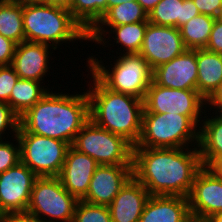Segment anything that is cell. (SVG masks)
<instances>
[{
    "label": "cell",
    "mask_w": 222,
    "mask_h": 222,
    "mask_svg": "<svg viewBox=\"0 0 222 222\" xmlns=\"http://www.w3.org/2000/svg\"><path fill=\"white\" fill-rule=\"evenodd\" d=\"M202 167L198 147H133L132 175L150 195L188 198Z\"/></svg>",
    "instance_id": "1"
},
{
    "label": "cell",
    "mask_w": 222,
    "mask_h": 222,
    "mask_svg": "<svg viewBox=\"0 0 222 222\" xmlns=\"http://www.w3.org/2000/svg\"><path fill=\"white\" fill-rule=\"evenodd\" d=\"M59 93L49 90L19 117V125L28 133L72 145L76 135L90 120L89 98L87 92L74 95Z\"/></svg>",
    "instance_id": "2"
},
{
    "label": "cell",
    "mask_w": 222,
    "mask_h": 222,
    "mask_svg": "<svg viewBox=\"0 0 222 222\" xmlns=\"http://www.w3.org/2000/svg\"><path fill=\"white\" fill-rule=\"evenodd\" d=\"M90 73L93 84H88L89 89L86 91L90 120L95 125L124 137L135 146L141 134L143 99L110 90L91 71Z\"/></svg>",
    "instance_id": "3"
},
{
    "label": "cell",
    "mask_w": 222,
    "mask_h": 222,
    "mask_svg": "<svg viewBox=\"0 0 222 222\" xmlns=\"http://www.w3.org/2000/svg\"><path fill=\"white\" fill-rule=\"evenodd\" d=\"M22 15L25 41L46 44L56 50L67 41L88 40V33L67 8L44 3L23 4Z\"/></svg>",
    "instance_id": "4"
},
{
    "label": "cell",
    "mask_w": 222,
    "mask_h": 222,
    "mask_svg": "<svg viewBox=\"0 0 222 222\" xmlns=\"http://www.w3.org/2000/svg\"><path fill=\"white\" fill-rule=\"evenodd\" d=\"M117 58L108 68L102 59L91 56L86 66L108 89L144 99L153 70L139 53H122Z\"/></svg>",
    "instance_id": "5"
},
{
    "label": "cell",
    "mask_w": 222,
    "mask_h": 222,
    "mask_svg": "<svg viewBox=\"0 0 222 222\" xmlns=\"http://www.w3.org/2000/svg\"><path fill=\"white\" fill-rule=\"evenodd\" d=\"M199 130L187 116L176 113H143L140 138L133 147H198Z\"/></svg>",
    "instance_id": "6"
},
{
    "label": "cell",
    "mask_w": 222,
    "mask_h": 222,
    "mask_svg": "<svg viewBox=\"0 0 222 222\" xmlns=\"http://www.w3.org/2000/svg\"><path fill=\"white\" fill-rule=\"evenodd\" d=\"M78 201L64 188L58 176L37 177L26 214L44 222H73Z\"/></svg>",
    "instance_id": "7"
},
{
    "label": "cell",
    "mask_w": 222,
    "mask_h": 222,
    "mask_svg": "<svg viewBox=\"0 0 222 222\" xmlns=\"http://www.w3.org/2000/svg\"><path fill=\"white\" fill-rule=\"evenodd\" d=\"M72 146L92 157L99 165L132 166L133 145L91 120L76 135Z\"/></svg>",
    "instance_id": "8"
},
{
    "label": "cell",
    "mask_w": 222,
    "mask_h": 222,
    "mask_svg": "<svg viewBox=\"0 0 222 222\" xmlns=\"http://www.w3.org/2000/svg\"><path fill=\"white\" fill-rule=\"evenodd\" d=\"M20 161L38 177L59 176L69 144L54 138L28 133L20 125L16 134Z\"/></svg>",
    "instance_id": "9"
},
{
    "label": "cell",
    "mask_w": 222,
    "mask_h": 222,
    "mask_svg": "<svg viewBox=\"0 0 222 222\" xmlns=\"http://www.w3.org/2000/svg\"><path fill=\"white\" fill-rule=\"evenodd\" d=\"M143 103V113L180 114L189 117L199 128L202 115L207 112L206 99L197 90L163 87L153 81L146 91Z\"/></svg>",
    "instance_id": "10"
},
{
    "label": "cell",
    "mask_w": 222,
    "mask_h": 222,
    "mask_svg": "<svg viewBox=\"0 0 222 222\" xmlns=\"http://www.w3.org/2000/svg\"><path fill=\"white\" fill-rule=\"evenodd\" d=\"M37 177L21 161L0 173V219L15 214H26Z\"/></svg>",
    "instance_id": "11"
},
{
    "label": "cell",
    "mask_w": 222,
    "mask_h": 222,
    "mask_svg": "<svg viewBox=\"0 0 222 222\" xmlns=\"http://www.w3.org/2000/svg\"><path fill=\"white\" fill-rule=\"evenodd\" d=\"M186 50L179 28L148 22L139 54L152 70L183 54Z\"/></svg>",
    "instance_id": "12"
},
{
    "label": "cell",
    "mask_w": 222,
    "mask_h": 222,
    "mask_svg": "<svg viewBox=\"0 0 222 222\" xmlns=\"http://www.w3.org/2000/svg\"><path fill=\"white\" fill-rule=\"evenodd\" d=\"M191 217L207 220L222 211V178L202 167L188 196Z\"/></svg>",
    "instance_id": "13"
},
{
    "label": "cell",
    "mask_w": 222,
    "mask_h": 222,
    "mask_svg": "<svg viewBox=\"0 0 222 222\" xmlns=\"http://www.w3.org/2000/svg\"><path fill=\"white\" fill-rule=\"evenodd\" d=\"M132 176V166L99 165L82 200L108 206Z\"/></svg>",
    "instance_id": "14"
},
{
    "label": "cell",
    "mask_w": 222,
    "mask_h": 222,
    "mask_svg": "<svg viewBox=\"0 0 222 222\" xmlns=\"http://www.w3.org/2000/svg\"><path fill=\"white\" fill-rule=\"evenodd\" d=\"M196 49H187L183 54L153 69L152 81L163 87L197 90Z\"/></svg>",
    "instance_id": "15"
},
{
    "label": "cell",
    "mask_w": 222,
    "mask_h": 222,
    "mask_svg": "<svg viewBox=\"0 0 222 222\" xmlns=\"http://www.w3.org/2000/svg\"><path fill=\"white\" fill-rule=\"evenodd\" d=\"M99 164L90 156L69 146L59 179L64 188L78 200H82L89 189L90 181Z\"/></svg>",
    "instance_id": "16"
},
{
    "label": "cell",
    "mask_w": 222,
    "mask_h": 222,
    "mask_svg": "<svg viewBox=\"0 0 222 222\" xmlns=\"http://www.w3.org/2000/svg\"><path fill=\"white\" fill-rule=\"evenodd\" d=\"M50 48L55 50L49 45L38 42L24 41L17 44L11 66L19 78L43 81L51 68L49 67Z\"/></svg>",
    "instance_id": "17"
},
{
    "label": "cell",
    "mask_w": 222,
    "mask_h": 222,
    "mask_svg": "<svg viewBox=\"0 0 222 222\" xmlns=\"http://www.w3.org/2000/svg\"><path fill=\"white\" fill-rule=\"evenodd\" d=\"M150 194L133 176L108 205L112 222H139Z\"/></svg>",
    "instance_id": "18"
},
{
    "label": "cell",
    "mask_w": 222,
    "mask_h": 222,
    "mask_svg": "<svg viewBox=\"0 0 222 222\" xmlns=\"http://www.w3.org/2000/svg\"><path fill=\"white\" fill-rule=\"evenodd\" d=\"M189 218L188 198L150 195L139 222H187Z\"/></svg>",
    "instance_id": "19"
},
{
    "label": "cell",
    "mask_w": 222,
    "mask_h": 222,
    "mask_svg": "<svg viewBox=\"0 0 222 222\" xmlns=\"http://www.w3.org/2000/svg\"><path fill=\"white\" fill-rule=\"evenodd\" d=\"M147 24L148 21H141L121 26L108 27L106 28V30H90L88 32L87 41H93L99 45L104 46L106 45L105 43L108 44L107 41L109 40V38L112 37L114 38V42H116L118 46L121 45L122 48L124 47L122 51L124 52L123 54L139 53L142 47ZM107 29H109L110 31ZM106 33L108 34V36L109 34H112V36L108 37L106 36ZM105 37L108 38L107 41Z\"/></svg>",
    "instance_id": "20"
},
{
    "label": "cell",
    "mask_w": 222,
    "mask_h": 222,
    "mask_svg": "<svg viewBox=\"0 0 222 222\" xmlns=\"http://www.w3.org/2000/svg\"><path fill=\"white\" fill-rule=\"evenodd\" d=\"M200 13L193 0H160L149 12L148 22L180 28Z\"/></svg>",
    "instance_id": "21"
},
{
    "label": "cell",
    "mask_w": 222,
    "mask_h": 222,
    "mask_svg": "<svg viewBox=\"0 0 222 222\" xmlns=\"http://www.w3.org/2000/svg\"><path fill=\"white\" fill-rule=\"evenodd\" d=\"M197 91L207 100L222 81V55L196 49Z\"/></svg>",
    "instance_id": "22"
},
{
    "label": "cell",
    "mask_w": 222,
    "mask_h": 222,
    "mask_svg": "<svg viewBox=\"0 0 222 222\" xmlns=\"http://www.w3.org/2000/svg\"><path fill=\"white\" fill-rule=\"evenodd\" d=\"M204 114L199 130V152L202 166L207 167L218 155L222 154V119L216 115ZM208 117H206V116ZM202 126V127H201Z\"/></svg>",
    "instance_id": "23"
},
{
    "label": "cell",
    "mask_w": 222,
    "mask_h": 222,
    "mask_svg": "<svg viewBox=\"0 0 222 222\" xmlns=\"http://www.w3.org/2000/svg\"><path fill=\"white\" fill-rule=\"evenodd\" d=\"M148 21V14L137 1H126L110 7L91 30H105V26H121Z\"/></svg>",
    "instance_id": "24"
},
{
    "label": "cell",
    "mask_w": 222,
    "mask_h": 222,
    "mask_svg": "<svg viewBox=\"0 0 222 222\" xmlns=\"http://www.w3.org/2000/svg\"><path fill=\"white\" fill-rule=\"evenodd\" d=\"M42 83L20 78L17 80L11 91L9 105L19 117L51 90L42 86Z\"/></svg>",
    "instance_id": "25"
},
{
    "label": "cell",
    "mask_w": 222,
    "mask_h": 222,
    "mask_svg": "<svg viewBox=\"0 0 222 222\" xmlns=\"http://www.w3.org/2000/svg\"><path fill=\"white\" fill-rule=\"evenodd\" d=\"M214 22V17L199 14L183 24L179 31L185 47L191 50L205 48Z\"/></svg>",
    "instance_id": "26"
},
{
    "label": "cell",
    "mask_w": 222,
    "mask_h": 222,
    "mask_svg": "<svg viewBox=\"0 0 222 222\" xmlns=\"http://www.w3.org/2000/svg\"><path fill=\"white\" fill-rule=\"evenodd\" d=\"M0 34L16 44L25 41L21 4L0 0Z\"/></svg>",
    "instance_id": "27"
},
{
    "label": "cell",
    "mask_w": 222,
    "mask_h": 222,
    "mask_svg": "<svg viewBox=\"0 0 222 222\" xmlns=\"http://www.w3.org/2000/svg\"><path fill=\"white\" fill-rule=\"evenodd\" d=\"M68 9L88 33L107 11V0H74Z\"/></svg>",
    "instance_id": "28"
},
{
    "label": "cell",
    "mask_w": 222,
    "mask_h": 222,
    "mask_svg": "<svg viewBox=\"0 0 222 222\" xmlns=\"http://www.w3.org/2000/svg\"><path fill=\"white\" fill-rule=\"evenodd\" d=\"M73 222H112L109 207L94 205L79 200L75 209Z\"/></svg>",
    "instance_id": "29"
},
{
    "label": "cell",
    "mask_w": 222,
    "mask_h": 222,
    "mask_svg": "<svg viewBox=\"0 0 222 222\" xmlns=\"http://www.w3.org/2000/svg\"><path fill=\"white\" fill-rule=\"evenodd\" d=\"M13 139L15 140L12 141H16L15 143L18 144L14 145L12 142L6 141V139L5 141L0 140V173H3L20 162V144L18 137L15 136Z\"/></svg>",
    "instance_id": "30"
},
{
    "label": "cell",
    "mask_w": 222,
    "mask_h": 222,
    "mask_svg": "<svg viewBox=\"0 0 222 222\" xmlns=\"http://www.w3.org/2000/svg\"><path fill=\"white\" fill-rule=\"evenodd\" d=\"M18 79L19 76L11 65L0 66V102L9 105L12 88Z\"/></svg>",
    "instance_id": "31"
},
{
    "label": "cell",
    "mask_w": 222,
    "mask_h": 222,
    "mask_svg": "<svg viewBox=\"0 0 222 222\" xmlns=\"http://www.w3.org/2000/svg\"><path fill=\"white\" fill-rule=\"evenodd\" d=\"M18 128L19 116L12 110L10 105L4 102H0V140L5 138L4 134H7L5 133L7 130H12V137H15L18 132Z\"/></svg>",
    "instance_id": "32"
},
{
    "label": "cell",
    "mask_w": 222,
    "mask_h": 222,
    "mask_svg": "<svg viewBox=\"0 0 222 222\" xmlns=\"http://www.w3.org/2000/svg\"><path fill=\"white\" fill-rule=\"evenodd\" d=\"M205 49L222 55V21L215 19Z\"/></svg>",
    "instance_id": "33"
},
{
    "label": "cell",
    "mask_w": 222,
    "mask_h": 222,
    "mask_svg": "<svg viewBox=\"0 0 222 222\" xmlns=\"http://www.w3.org/2000/svg\"><path fill=\"white\" fill-rule=\"evenodd\" d=\"M16 43L0 34V66L11 65Z\"/></svg>",
    "instance_id": "34"
},
{
    "label": "cell",
    "mask_w": 222,
    "mask_h": 222,
    "mask_svg": "<svg viewBox=\"0 0 222 222\" xmlns=\"http://www.w3.org/2000/svg\"><path fill=\"white\" fill-rule=\"evenodd\" d=\"M200 14L208 15L216 19L222 0H193Z\"/></svg>",
    "instance_id": "35"
},
{
    "label": "cell",
    "mask_w": 222,
    "mask_h": 222,
    "mask_svg": "<svg viewBox=\"0 0 222 222\" xmlns=\"http://www.w3.org/2000/svg\"><path fill=\"white\" fill-rule=\"evenodd\" d=\"M207 107L211 105V107L208 109V112L210 109H218L219 107H222V81L219 84L218 88L213 92V94L206 100ZM213 107V108H212Z\"/></svg>",
    "instance_id": "36"
},
{
    "label": "cell",
    "mask_w": 222,
    "mask_h": 222,
    "mask_svg": "<svg viewBox=\"0 0 222 222\" xmlns=\"http://www.w3.org/2000/svg\"><path fill=\"white\" fill-rule=\"evenodd\" d=\"M0 222H44L27 214H15L0 219Z\"/></svg>",
    "instance_id": "37"
},
{
    "label": "cell",
    "mask_w": 222,
    "mask_h": 222,
    "mask_svg": "<svg viewBox=\"0 0 222 222\" xmlns=\"http://www.w3.org/2000/svg\"><path fill=\"white\" fill-rule=\"evenodd\" d=\"M206 168L215 176L222 178V154L218 155Z\"/></svg>",
    "instance_id": "38"
},
{
    "label": "cell",
    "mask_w": 222,
    "mask_h": 222,
    "mask_svg": "<svg viewBox=\"0 0 222 222\" xmlns=\"http://www.w3.org/2000/svg\"><path fill=\"white\" fill-rule=\"evenodd\" d=\"M74 0H39V3L69 8Z\"/></svg>",
    "instance_id": "39"
},
{
    "label": "cell",
    "mask_w": 222,
    "mask_h": 222,
    "mask_svg": "<svg viewBox=\"0 0 222 222\" xmlns=\"http://www.w3.org/2000/svg\"><path fill=\"white\" fill-rule=\"evenodd\" d=\"M143 9L149 14V12L157 5L160 0H136Z\"/></svg>",
    "instance_id": "40"
},
{
    "label": "cell",
    "mask_w": 222,
    "mask_h": 222,
    "mask_svg": "<svg viewBox=\"0 0 222 222\" xmlns=\"http://www.w3.org/2000/svg\"><path fill=\"white\" fill-rule=\"evenodd\" d=\"M126 1H136V0H107V10H108L110 7L119 5V4H121V3H123V2H126Z\"/></svg>",
    "instance_id": "41"
},
{
    "label": "cell",
    "mask_w": 222,
    "mask_h": 222,
    "mask_svg": "<svg viewBox=\"0 0 222 222\" xmlns=\"http://www.w3.org/2000/svg\"><path fill=\"white\" fill-rule=\"evenodd\" d=\"M207 222H222V211L212 215Z\"/></svg>",
    "instance_id": "42"
},
{
    "label": "cell",
    "mask_w": 222,
    "mask_h": 222,
    "mask_svg": "<svg viewBox=\"0 0 222 222\" xmlns=\"http://www.w3.org/2000/svg\"><path fill=\"white\" fill-rule=\"evenodd\" d=\"M18 4H30V3H39V0H9Z\"/></svg>",
    "instance_id": "43"
},
{
    "label": "cell",
    "mask_w": 222,
    "mask_h": 222,
    "mask_svg": "<svg viewBox=\"0 0 222 222\" xmlns=\"http://www.w3.org/2000/svg\"><path fill=\"white\" fill-rule=\"evenodd\" d=\"M187 222H207V220L191 217Z\"/></svg>",
    "instance_id": "44"
},
{
    "label": "cell",
    "mask_w": 222,
    "mask_h": 222,
    "mask_svg": "<svg viewBox=\"0 0 222 222\" xmlns=\"http://www.w3.org/2000/svg\"><path fill=\"white\" fill-rule=\"evenodd\" d=\"M215 111L216 114H219L218 116L222 119V107H219L217 110H212Z\"/></svg>",
    "instance_id": "45"
},
{
    "label": "cell",
    "mask_w": 222,
    "mask_h": 222,
    "mask_svg": "<svg viewBox=\"0 0 222 222\" xmlns=\"http://www.w3.org/2000/svg\"><path fill=\"white\" fill-rule=\"evenodd\" d=\"M216 19L222 21V6H221V8L219 9V12H218V15H217Z\"/></svg>",
    "instance_id": "46"
}]
</instances>
